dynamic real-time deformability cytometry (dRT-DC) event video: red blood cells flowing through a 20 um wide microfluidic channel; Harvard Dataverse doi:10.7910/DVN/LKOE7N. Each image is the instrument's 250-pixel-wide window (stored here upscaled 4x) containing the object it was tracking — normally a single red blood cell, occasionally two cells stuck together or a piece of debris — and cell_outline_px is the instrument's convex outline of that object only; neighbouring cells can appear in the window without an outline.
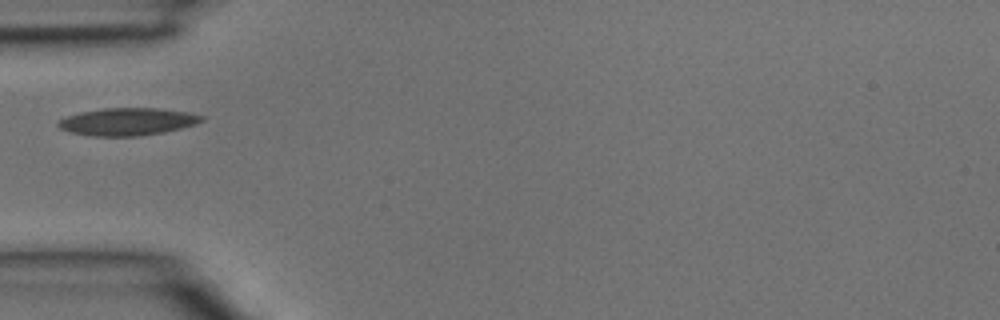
{"species": "common noctule bat (a hibernating species)", "species_latin": "Nyctalus noctula", "temperature_condition": "room temperature", "stored_images_in_passage": 4, "camera_frame_rate_fps": 3000, "um_per_image_px": 0.085, "animal": {"sex": "male", "body_mass_g": 15.6}, "frame": {"image": 1, "passage_image": 4, "time_ms": 1.0, "image_size_px": [1000, 320], "cell_outline_px": [[204, 120], [196, 124], [164, 132], [140, 136], [92, 136], [68, 132], [60, 128], [56, 124], [56, 120], [80, 112], [104, 108], [160, 108], [188, 112], [204, 116]], "centroid_in_image_um": [10.82, 10.34], "position_along_channel_um": 74.2, "area_um2": 23.12}}